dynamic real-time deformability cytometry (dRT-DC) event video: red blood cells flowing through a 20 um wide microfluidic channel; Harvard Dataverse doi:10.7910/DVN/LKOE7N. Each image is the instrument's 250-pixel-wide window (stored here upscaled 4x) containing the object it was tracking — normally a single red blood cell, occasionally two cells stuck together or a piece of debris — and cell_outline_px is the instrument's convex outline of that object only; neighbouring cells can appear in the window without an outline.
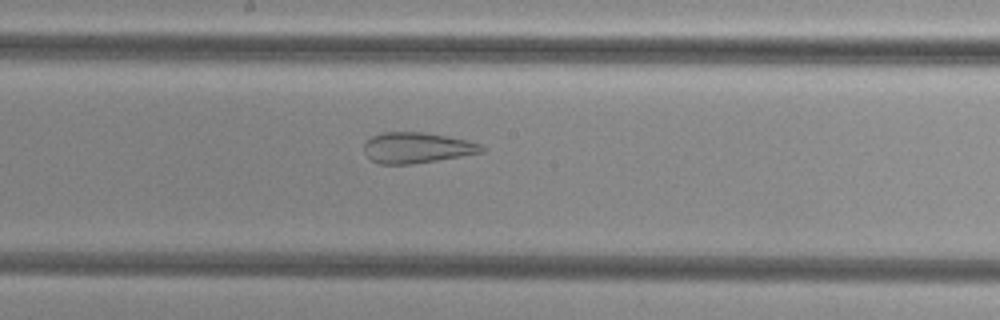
{"species": "common noctule bat (a hibernating species)", "species_latin": "Nyctalus noctula", "temperature_condition": "cold", "stored_images_in_passage": 52, "camera_frame_rate_fps": 3000, "um_per_image_px": 0.085, "animal": {"sex": "female", "body_mass_g": 29.2, "forearm_length_mm": 56.3}, "frame": {"image": 1, "passage_image": 28, "time_ms": 9.0, "image_size_px": [1000, 320], "cell_outline_px": [[484, 152], [412, 164], [380, 164], [372, 160], [364, 152], [364, 144], [372, 136], [384, 132], [424, 132], [464, 140], [480, 144], [484, 148]], "centroid_in_image_um": [35.4, 12.56], "position_along_channel_um": 212.8, "area_um2": 20.69}}
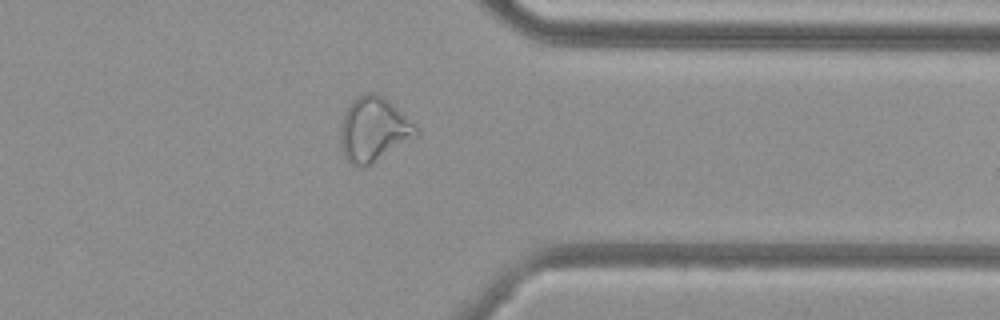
{"frame": {"image": 2, "passage_image": 41, "time_ms": 13.333, "image_size_px": [1000, 320], "cell_outline_px": [[420, 132], [416, 136], [376, 160], [368, 164], [356, 164], [348, 160], [344, 156], [340, 148], [340, 132], [344, 112], [348, 104], [352, 100], [368, 92], [376, 92], [388, 100], [420, 128]], "centroid_in_image_um": [31.75, 10.95], "position_along_channel_um": 379.6, "area_um2": 27.86}}
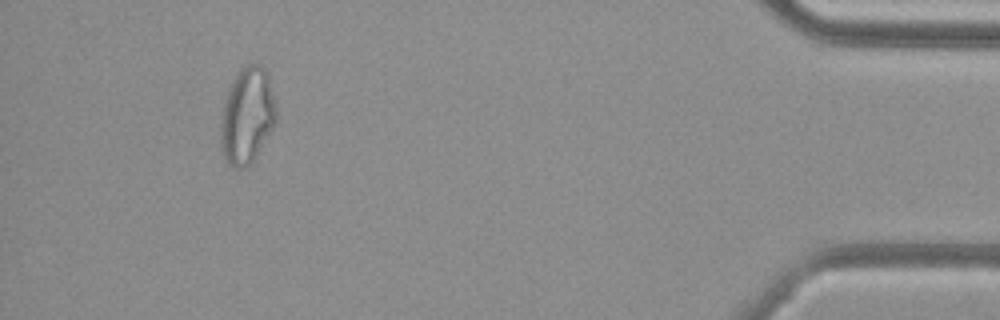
{"frame": {"image": 3, "passage_image": 48, "time_ms": 15.667, "image_size_px": [1000, 320], "cell_outline_px": [[276, 124], [252, 164], [244, 168], [236, 168], [228, 164], [224, 160], [220, 148], [220, 116], [224, 100], [228, 88], [232, 80], [240, 68], [244, 64], [260, 64], [268, 72], [276, 100]], "centroid_in_image_um": [21.0, 9.84], "position_along_channel_um": 414.2, "area_um2": 32.25}}